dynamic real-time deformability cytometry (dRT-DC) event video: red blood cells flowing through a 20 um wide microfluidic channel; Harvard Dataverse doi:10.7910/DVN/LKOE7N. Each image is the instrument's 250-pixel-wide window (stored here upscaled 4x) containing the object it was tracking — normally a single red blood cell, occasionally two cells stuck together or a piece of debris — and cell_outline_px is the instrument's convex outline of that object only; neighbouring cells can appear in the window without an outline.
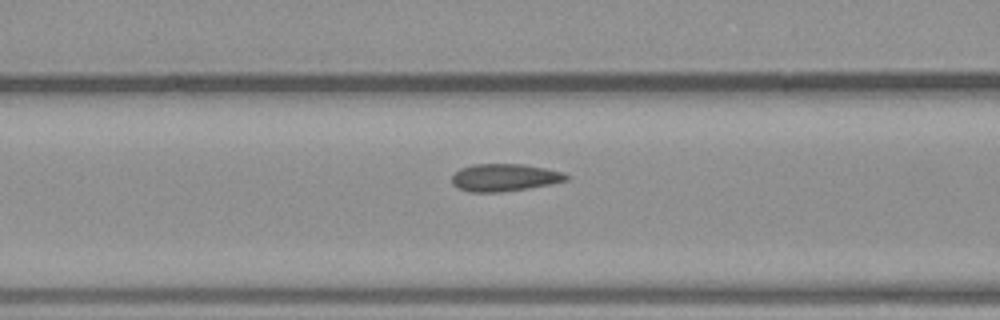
{"species": "common noctule bat (a hibernating species)", "species_latin": "Nyctalus noctula", "temperature_condition": "warm", "stored_images_in_passage": 6, "camera_frame_rate_fps": 3000, "um_per_image_px": 0.085, "animal": {"sex": "male", "body_mass_g": 23.1, "forearm_length_mm": 52.7}, "frame": {"image": 1, "passage_image": 4, "time_ms": 1.0, "image_size_px": [1000, 320], "cell_outline_px": [[568, 180], [552, 184], [528, 188], [500, 192], [468, 192], [456, 188], [452, 184], [452, 176], [460, 168], [472, 164], [524, 164], [548, 168], [564, 172], [568, 176]], "centroid_in_image_um": [42.88, 15.09], "position_along_channel_um": 123.7, "area_um2": 18.55}}